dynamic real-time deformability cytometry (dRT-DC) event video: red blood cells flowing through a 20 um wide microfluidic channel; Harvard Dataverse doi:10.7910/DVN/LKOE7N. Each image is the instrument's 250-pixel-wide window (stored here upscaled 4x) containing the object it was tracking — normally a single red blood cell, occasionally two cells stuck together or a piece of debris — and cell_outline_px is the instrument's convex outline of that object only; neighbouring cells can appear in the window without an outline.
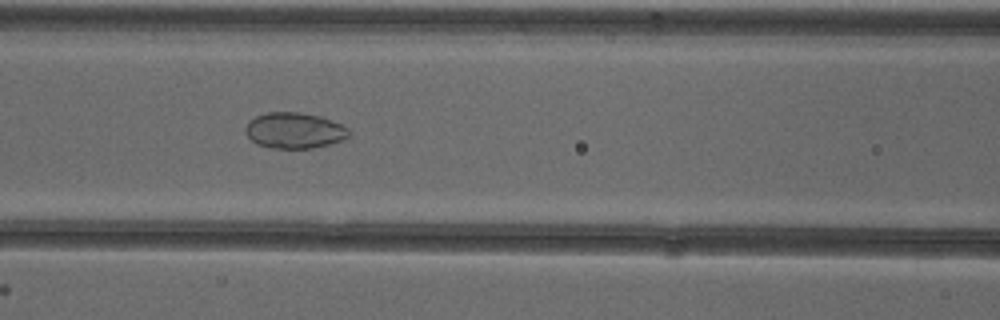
{"species": "common noctule bat (a hibernating species)", "species_latin": "Nyctalus noctula", "temperature_condition": "cold", "stored_images_in_passage": 38, "camera_frame_rate_fps": 3000, "um_per_image_px": 0.085, "animal": {"sex": "female"}, "frame": {"image": 1, "passage_image": 14, "time_ms": 4.333, "image_size_px": [1000, 320], "cell_outline_px": [[352, 132], [344, 140], [312, 148], [272, 148], [256, 144], [244, 132], [244, 128], [248, 120], [256, 116], [268, 112], [300, 112], [320, 116], [340, 124], [348, 128]], "centroid_in_image_um": [25.0, 11.09], "position_along_channel_um": 141.6, "area_um2": 21.73}}
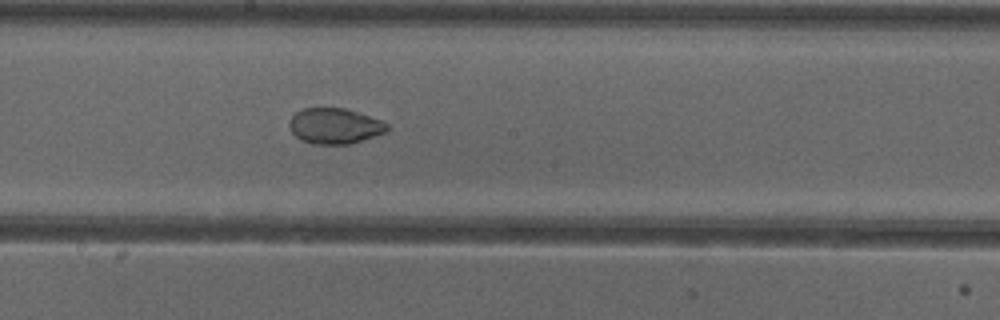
{"frame": {"image": 2, "passage_image": 20, "time_ms": 6.333, "image_size_px": [1000, 320], "cell_outline_px": [[388, 132], [348, 144], [312, 144], [296, 136], [292, 132], [288, 124], [288, 120], [296, 112], [304, 108], [344, 108], [380, 120], [388, 124]], "centroid_in_image_um": [28.44, 10.71], "position_along_channel_um": 219.8, "area_um2": 20.11}}
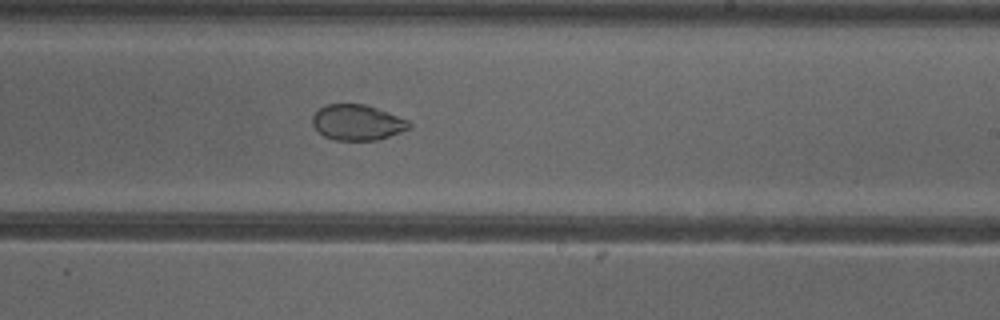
{"frame": {"image": 3, "passage_image": 23, "time_ms": 7.333, "image_size_px": [1000, 320], "cell_outline_px": [[412, 128], [376, 140], [336, 140], [324, 136], [312, 124], [312, 116], [320, 108], [328, 104], [364, 104], [376, 108], [408, 120], [412, 124]], "centroid_in_image_um": [30.38, 10.41], "position_along_channel_um": 258.6, "area_um2": 19.83}, "authors_computed_cell_mechanics": {"area_um2": 21.0392, "velocity_mm_per_s": 3.9087, "shape_relaxation_time_tau1_ms": null, "shape_relaxation_time_tau2_ms": 1.1525, "deformation_change_tau1": null, "deformation_change_tau2": 0.0436}}